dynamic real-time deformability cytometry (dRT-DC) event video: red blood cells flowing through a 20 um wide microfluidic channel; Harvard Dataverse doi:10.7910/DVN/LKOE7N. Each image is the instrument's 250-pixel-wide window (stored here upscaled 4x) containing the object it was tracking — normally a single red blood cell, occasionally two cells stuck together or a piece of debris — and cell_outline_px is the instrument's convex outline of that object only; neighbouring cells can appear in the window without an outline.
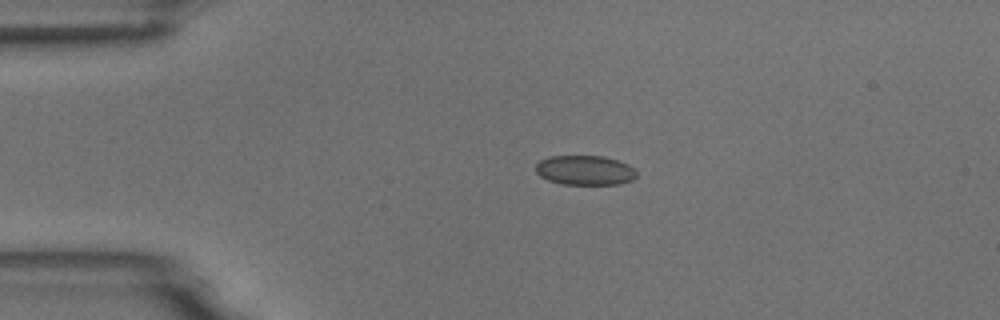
{"species": "common noctule bat (a hibernating species)", "species_latin": "Nyctalus noctula", "temperature_condition": "room temperature", "stored_images_in_passage": 3, "camera_frame_rate_fps": 3000, "um_per_image_px": 0.085, "animal": {"sex": "male", "body_mass_g": 18.8}, "frame": {"image": 1, "passage_image": 2, "time_ms": 2.0, "image_size_px": [1000, 320], "cell_outline_px": [[636, 176], [632, 180], [620, 184], [560, 184], [548, 180], [540, 176], [536, 172], [536, 164], [540, 160], [548, 156], [600, 156], [616, 160], [628, 164], [636, 168]], "centroid_in_image_um": [49.72, 14.47], "position_along_channel_um": 35.3, "area_um2": 17.46}}